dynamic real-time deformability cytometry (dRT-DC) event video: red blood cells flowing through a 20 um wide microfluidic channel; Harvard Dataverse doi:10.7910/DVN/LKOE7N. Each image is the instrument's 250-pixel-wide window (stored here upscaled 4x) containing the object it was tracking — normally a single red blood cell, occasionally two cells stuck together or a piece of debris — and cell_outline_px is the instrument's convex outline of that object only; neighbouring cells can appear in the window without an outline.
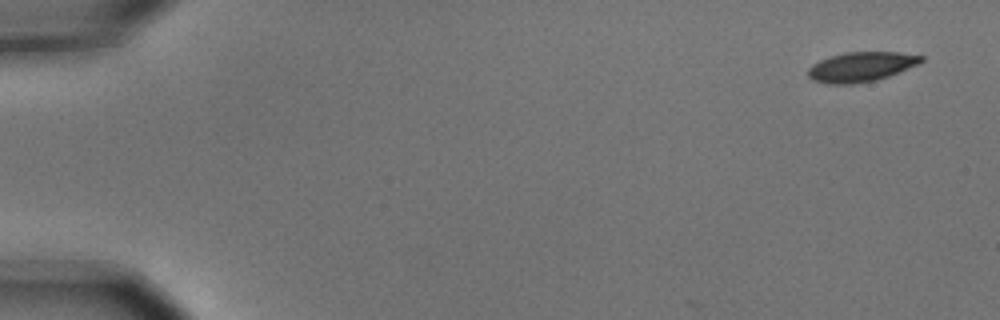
{"species": "common noctule bat (a hibernating species)", "species_latin": "Nyctalus noctula", "temperature_condition": "cold", "stored_images_in_passage": 3, "camera_frame_rate_fps": 3000, "um_per_image_px": 0.085, "animal": {"sex": "male", "body_mass_g": 15.6}, "frame": {"image": 1, "passage_image": 1, "time_ms": 0.0, "image_size_px": [1000, 320], "cell_outline_px": [[924, 60], [920, 64], [888, 76], [876, 80], [852, 84], [828, 84], [812, 80], [808, 76], [808, 68], [812, 64], [820, 60], [844, 52], [900, 52], [924, 56]], "centroid_in_image_um": [73.21, 5.68], "position_along_channel_um": 11.8, "area_um2": 19.65}}